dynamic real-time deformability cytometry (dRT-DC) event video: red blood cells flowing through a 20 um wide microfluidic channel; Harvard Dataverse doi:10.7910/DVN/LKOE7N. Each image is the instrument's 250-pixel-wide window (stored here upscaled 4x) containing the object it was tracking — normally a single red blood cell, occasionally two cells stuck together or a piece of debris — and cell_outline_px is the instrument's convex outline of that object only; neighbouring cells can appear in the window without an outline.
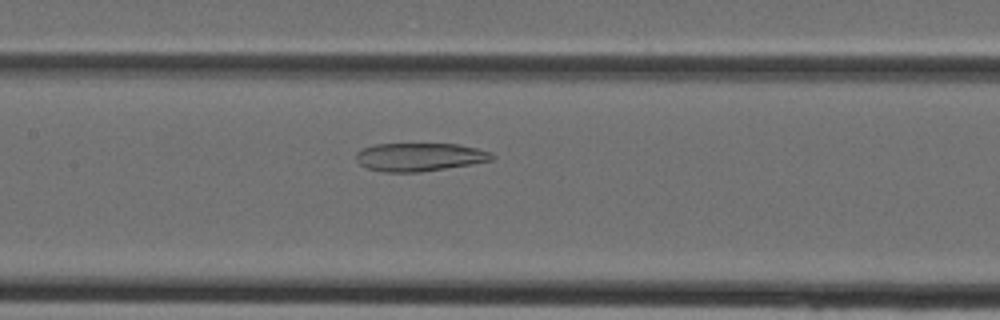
{"species": "Egyptian fruit bat (a non-hibernating species)", "species_latin": "Rousettus aegyptiacus", "temperature_condition": "cold", "stored_images_in_passage": 32, "camera_frame_rate_fps": 3000, "um_per_image_px": 0.085, "animal": {"sex": "female"}, "frame": {"image": 1, "passage_image": 12, "time_ms": 3.667, "image_size_px": [1000, 320], "cell_outline_px": [[496, 156], [492, 160], [420, 172], [384, 172], [368, 168], [360, 164], [356, 160], [356, 152], [364, 148], [376, 144], [460, 144], [492, 152]], "centroid_in_image_um": [35.66, 13.34], "position_along_channel_um": 171.7, "area_um2": 22.2}}
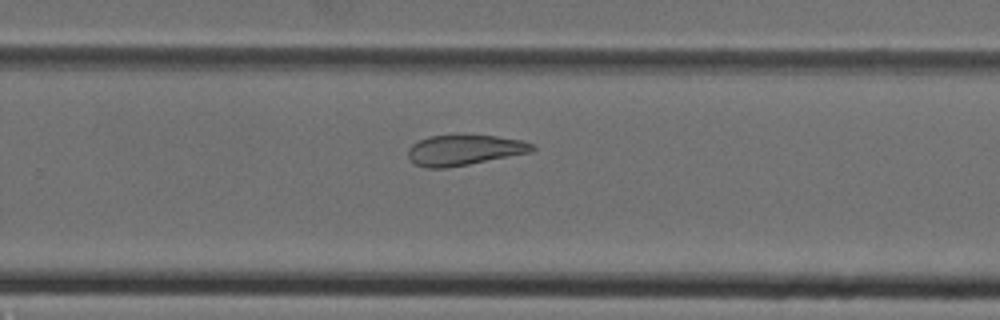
{"frame": {"image": 2, "passage_image": 19, "time_ms": 6.0, "image_size_px": [1000, 320], "cell_outline_px": [[536, 148], [532, 152], [448, 168], [428, 168], [416, 164], [408, 156], [408, 148], [412, 144], [428, 136], [496, 136], [524, 140], [532, 144]], "centroid_in_image_um": [39.49, 12.76], "position_along_channel_um": 290.3, "area_um2": 21.79}}
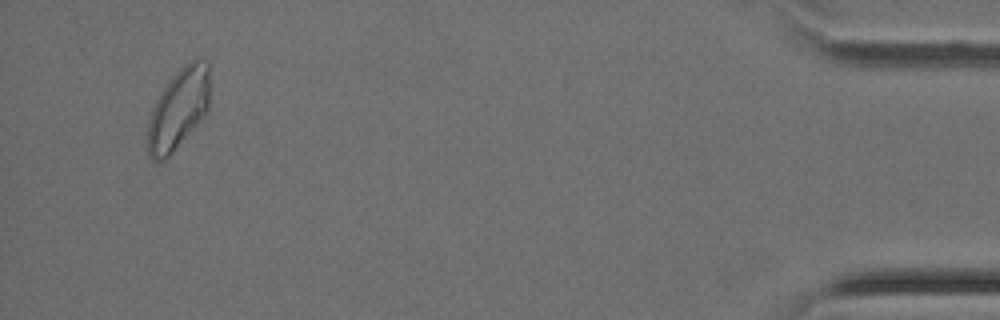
{"frame": {"image": 3, "passage_image": 31, "time_ms": 10.0, "image_size_px": [1000, 320], "cell_outline_px": [[208, 108], [200, 120], [172, 152], [168, 156], [160, 160], [152, 160], [148, 156], [148, 120], [152, 108], [160, 92], [172, 76], [184, 64], [196, 56], [208, 60]], "centroid_in_image_um": [15.15, 9.2], "position_along_channel_um": 420.0, "area_um2": 28.84}}